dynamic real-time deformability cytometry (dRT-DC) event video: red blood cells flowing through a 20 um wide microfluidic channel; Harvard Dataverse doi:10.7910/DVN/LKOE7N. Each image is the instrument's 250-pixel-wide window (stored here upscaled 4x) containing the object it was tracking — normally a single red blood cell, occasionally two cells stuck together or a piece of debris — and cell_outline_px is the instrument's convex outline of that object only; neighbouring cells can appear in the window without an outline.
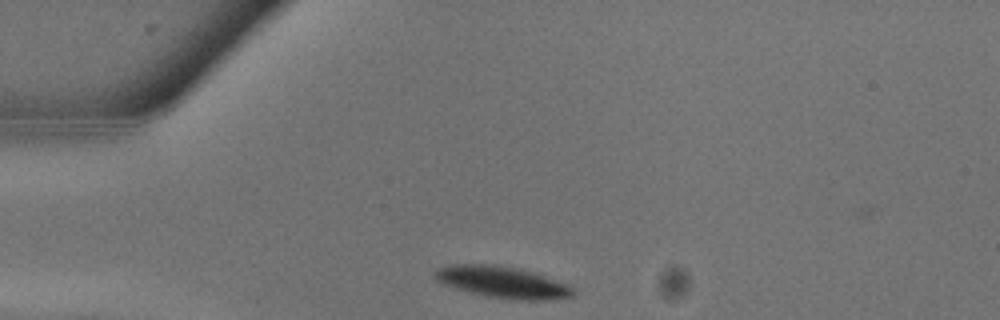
{"species": "common noctule bat (a hibernating species)", "species_latin": "Nyctalus noctula", "temperature_condition": "warm", "stored_images_in_passage": 9, "camera_frame_rate_fps": 3000, "um_per_image_px": 0.085, "animal": {"sex": "male", "body_mass_g": 13.3}, "frame": {"image": 1, "passage_image": 1, "time_ms": 0.0, "image_size_px": [1000, 320], "cell_outline_px": [[576, 292], [572, 296], [544, 300], [528, 300], [492, 296], [472, 292], [456, 288], [444, 284], [436, 280], [432, 276], [440, 268], [452, 264], [496, 264], [536, 272], [572, 284]], "centroid_in_image_um": [42.8, 23.96], "position_along_channel_um": 42.2, "area_um2": 25.32}}
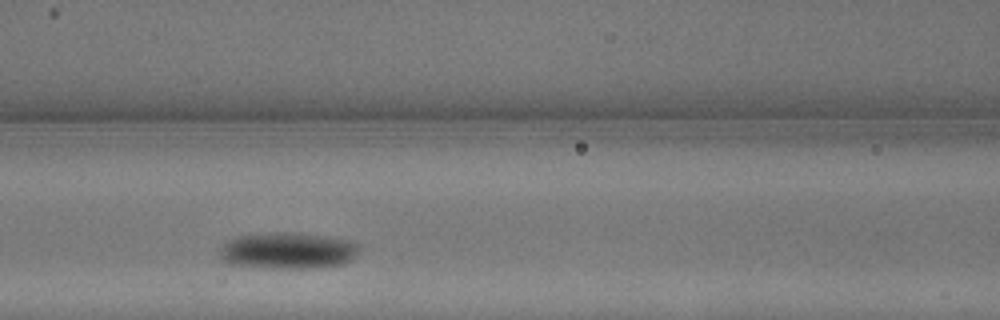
{"frame": {"image": 2, "passage_image": 6, "time_ms": 1.667, "image_size_px": [1000, 320], "cell_outline_px": [[360, 252], [352, 260], [340, 264], [320, 268], [272, 268], [228, 264], [220, 256], [220, 248], [228, 240], [236, 236], [280, 232], [316, 236], [348, 240], [360, 244]], "centroid_in_image_um": [24.48, 21.33], "position_along_channel_um": 142.1, "area_um2": 29.36}}
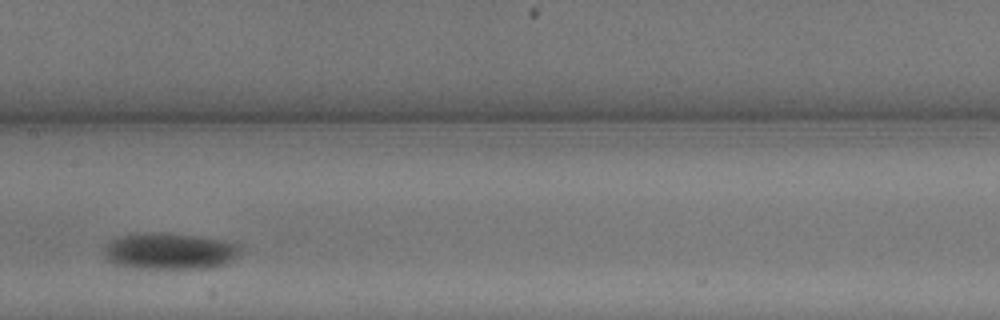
{"frame": {"image": 3, "passage_image": 8, "time_ms": 2.333, "image_size_px": [1000, 320], "cell_outline_px": [[244, 244], [240, 256], [228, 264], [204, 268], [140, 268], [116, 264], [108, 260], [104, 256], [104, 248], [116, 236], [132, 232], [160, 232], [192, 236]], "centroid_in_image_um": [14.46, 21.33], "position_along_channel_um": 192.9, "area_um2": 29.3}}